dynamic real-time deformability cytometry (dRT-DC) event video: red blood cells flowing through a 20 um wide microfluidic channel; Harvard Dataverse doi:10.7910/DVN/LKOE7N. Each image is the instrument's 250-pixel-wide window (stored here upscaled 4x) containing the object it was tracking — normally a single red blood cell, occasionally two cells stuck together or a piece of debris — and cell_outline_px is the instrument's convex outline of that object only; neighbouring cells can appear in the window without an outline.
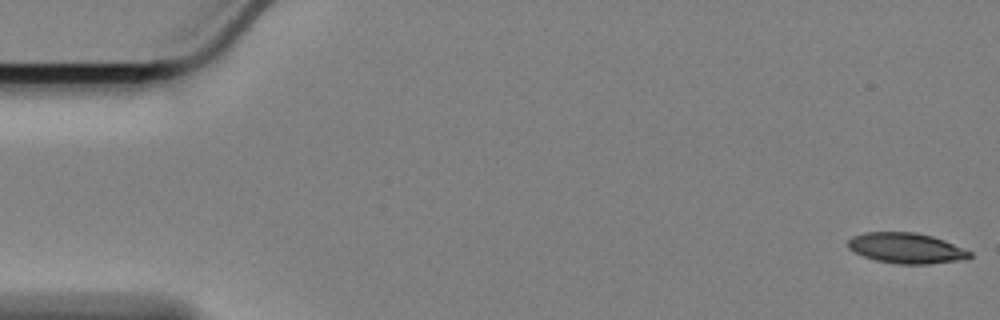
{"species": "Egyptian fruit bat (a non-hibernating species)", "species_latin": "Rousettus aegyptiacus", "temperature_condition": "cold", "stored_images_in_passage": 13, "camera_frame_rate_fps": 3000, "um_per_image_px": 0.085, "animal": {"sex": "female"}, "frame": {"image": 1, "passage_image": 1, "time_ms": 0.0, "image_size_px": [1000, 320], "cell_outline_px": [[972, 256], [968, 260], [928, 264], [896, 264], [876, 260], [864, 256], [848, 248], [848, 240], [852, 236], [864, 232], [916, 232], [932, 236], [944, 240], [972, 252]], "centroid_in_image_um": [77.07, 21.1], "position_along_channel_um": 7.9, "area_um2": 21.79}}